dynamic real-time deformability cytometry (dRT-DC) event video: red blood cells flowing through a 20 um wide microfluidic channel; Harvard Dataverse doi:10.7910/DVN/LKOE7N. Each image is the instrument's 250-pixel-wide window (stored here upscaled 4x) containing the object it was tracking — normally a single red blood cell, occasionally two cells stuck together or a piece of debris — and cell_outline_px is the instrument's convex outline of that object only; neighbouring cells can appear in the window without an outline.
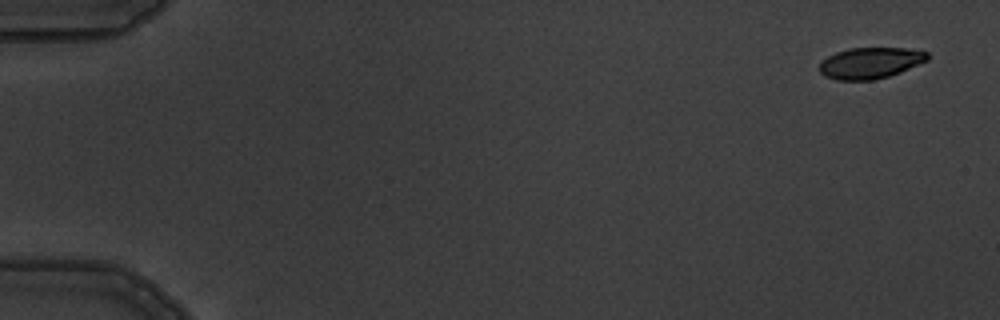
{"species": "common noctule bat (a hibernating species)", "species_latin": "Nyctalus noctula", "temperature_condition": "warm", "stored_images_in_passage": 5, "camera_frame_rate_fps": 3000, "um_per_image_px": 0.085, "animal": {"sex": "male", "body_mass_g": 19.5, "forearm_length_mm": 54.6}, "frame": {"image": 1, "passage_image": 1, "time_ms": 0.0, "image_size_px": [1000, 320], "cell_outline_px": [[928, 60], [900, 72], [888, 76], [872, 80], [836, 80], [824, 76], [820, 72], [820, 60], [836, 52], [848, 48], [904, 48], [928, 52]], "centroid_in_image_um": [73.94, 5.35], "position_along_channel_um": 11.1, "area_um2": 19.59}}
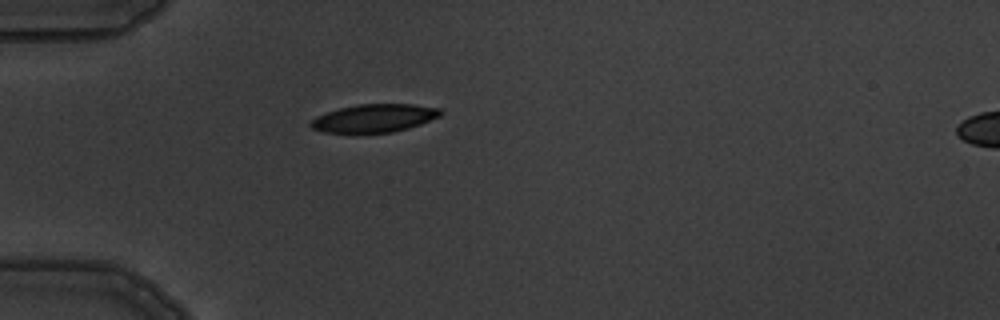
{"frame": {"image": 2, "passage_image": 5, "time_ms": 4.667, "image_size_px": [1000, 320], "cell_outline_px": [[444, 112], [440, 116], [420, 124], [408, 128], [392, 132], [324, 132], [312, 128], [308, 124], [316, 116], [340, 108], [356, 104], [412, 104], [440, 108]], "centroid_in_image_um": [31.83, 10.03], "position_along_channel_um": 53.2, "area_um2": 21.04}}